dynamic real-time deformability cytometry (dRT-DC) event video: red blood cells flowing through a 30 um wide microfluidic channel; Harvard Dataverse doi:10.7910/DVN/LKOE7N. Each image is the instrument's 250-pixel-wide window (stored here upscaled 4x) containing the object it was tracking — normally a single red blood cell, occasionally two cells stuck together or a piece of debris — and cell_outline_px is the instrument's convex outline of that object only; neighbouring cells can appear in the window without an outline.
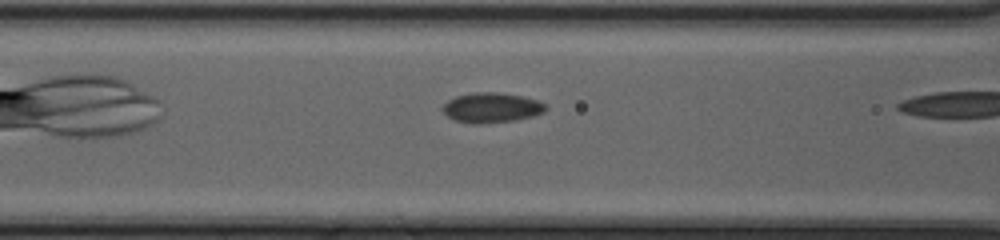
{"species": "common noctule bat (a hibernating species)", "species_latin": "Nyctalus noctula", "temperature_condition": "cold", "stored_images_in_passage": 10, "camera_frame_rate_fps": 3000, "um_per_image_px": 0.085, "animal": {"sex": "female", "body_mass_g": 20.0, "forearm_length_mm": 54.0}, "frame": {"image": 1, "passage_image": 9, "time_ms": 2.667, "image_size_px": [1000, 240], "cell_outline_px": [[548, 108], [544, 112], [532, 116], [516, 120], [480, 124], [472, 124], [456, 120], [448, 116], [440, 108], [448, 100], [456, 96], [476, 92], [496, 92], [520, 96], [536, 100], [548, 104]], "centroid_in_image_um": [41.79, 9.15], "position_along_channel_um": 124.8, "area_um2": 17.98}}